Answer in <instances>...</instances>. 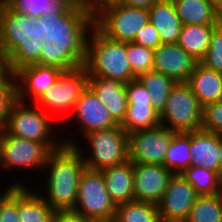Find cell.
<instances>
[{
  "mask_svg": "<svg viewBox=\"0 0 222 222\" xmlns=\"http://www.w3.org/2000/svg\"><path fill=\"white\" fill-rule=\"evenodd\" d=\"M44 37L42 17L33 19L5 3L0 6V51L12 73L38 62Z\"/></svg>",
  "mask_w": 222,
  "mask_h": 222,
  "instance_id": "obj_1",
  "label": "cell"
},
{
  "mask_svg": "<svg viewBox=\"0 0 222 222\" xmlns=\"http://www.w3.org/2000/svg\"><path fill=\"white\" fill-rule=\"evenodd\" d=\"M86 165L80 151L63 144L51 151L41 173L45 181L44 194L39 195L55 210H73L77 202L79 180ZM47 192V193H46Z\"/></svg>",
  "mask_w": 222,
  "mask_h": 222,
  "instance_id": "obj_2",
  "label": "cell"
},
{
  "mask_svg": "<svg viewBox=\"0 0 222 222\" xmlns=\"http://www.w3.org/2000/svg\"><path fill=\"white\" fill-rule=\"evenodd\" d=\"M94 26L89 10L72 3L61 14L42 16L43 44L54 43L67 48L83 65L86 61L87 38Z\"/></svg>",
  "mask_w": 222,
  "mask_h": 222,
  "instance_id": "obj_3",
  "label": "cell"
},
{
  "mask_svg": "<svg viewBox=\"0 0 222 222\" xmlns=\"http://www.w3.org/2000/svg\"><path fill=\"white\" fill-rule=\"evenodd\" d=\"M83 66L88 75L116 79L125 84L136 79L127 60L126 42L106 37L95 26L87 38L86 61Z\"/></svg>",
  "mask_w": 222,
  "mask_h": 222,
  "instance_id": "obj_4",
  "label": "cell"
},
{
  "mask_svg": "<svg viewBox=\"0 0 222 222\" xmlns=\"http://www.w3.org/2000/svg\"><path fill=\"white\" fill-rule=\"evenodd\" d=\"M67 138L65 136V140L62 139L63 143L75 146L80 151L88 169L101 171L128 160V134L119 124L110 129L97 130L84 135L82 137L83 143L89 144L88 148L90 149L87 148L85 153L78 146L81 144H77L78 142L73 141L70 137Z\"/></svg>",
  "mask_w": 222,
  "mask_h": 222,
  "instance_id": "obj_5",
  "label": "cell"
},
{
  "mask_svg": "<svg viewBox=\"0 0 222 222\" xmlns=\"http://www.w3.org/2000/svg\"><path fill=\"white\" fill-rule=\"evenodd\" d=\"M29 104L34 106H28ZM29 104L16 99L10 107L4 129L17 137L42 143L50 151L57 150L64 143L60 138H54V116L52 118L35 103Z\"/></svg>",
  "mask_w": 222,
  "mask_h": 222,
  "instance_id": "obj_6",
  "label": "cell"
},
{
  "mask_svg": "<svg viewBox=\"0 0 222 222\" xmlns=\"http://www.w3.org/2000/svg\"><path fill=\"white\" fill-rule=\"evenodd\" d=\"M149 21L147 8L122 3L106 6L94 15V26L106 37L121 42H133Z\"/></svg>",
  "mask_w": 222,
  "mask_h": 222,
  "instance_id": "obj_7",
  "label": "cell"
},
{
  "mask_svg": "<svg viewBox=\"0 0 222 222\" xmlns=\"http://www.w3.org/2000/svg\"><path fill=\"white\" fill-rule=\"evenodd\" d=\"M203 107L187 82H177L171 89L160 115L161 125L177 133L202 129Z\"/></svg>",
  "mask_w": 222,
  "mask_h": 222,
  "instance_id": "obj_8",
  "label": "cell"
},
{
  "mask_svg": "<svg viewBox=\"0 0 222 222\" xmlns=\"http://www.w3.org/2000/svg\"><path fill=\"white\" fill-rule=\"evenodd\" d=\"M93 222H113L116 204L111 200L101 171L85 168L81 174L73 209Z\"/></svg>",
  "mask_w": 222,
  "mask_h": 222,
  "instance_id": "obj_9",
  "label": "cell"
},
{
  "mask_svg": "<svg viewBox=\"0 0 222 222\" xmlns=\"http://www.w3.org/2000/svg\"><path fill=\"white\" fill-rule=\"evenodd\" d=\"M87 86L88 73L84 66L63 72L56 83L46 90L35 104L49 115L52 113V116L54 112L59 114L63 112L64 117L67 112L71 115L77 100Z\"/></svg>",
  "mask_w": 222,
  "mask_h": 222,
  "instance_id": "obj_10",
  "label": "cell"
},
{
  "mask_svg": "<svg viewBox=\"0 0 222 222\" xmlns=\"http://www.w3.org/2000/svg\"><path fill=\"white\" fill-rule=\"evenodd\" d=\"M51 151L42 143L0 131V168L2 170H35L41 172Z\"/></svg>",
  "mask_w": 222,
  "mask_h": 222,
  "instance_id": "obj_11",
  "label": "cell"
},
{
  "mask_svg": "<svg viewBox=\"0 0 222 222\" xmlns=\"http://www.w3.org/2000/svg\"><path fill=\"white\" fill-rule=\"evenodd\" d=\"M177 132L163 125L128 134V160L134 164L163 165Z\"/></svg>",
  "mask_w": 222,
  "mask_h": 222,
  "instance_id": "obj_12",
  "label": "cell"
},
{
  "mask_svg": "<svg viewBox=\"0 0 222 222\" xmlns=\"http://www.w3.org/2000/svg\"><path fill=\"white\" fill-rule=\"evenodd\" d=\"M198 196L191 184L174 174L157 204L161 222H184Z\"/></svg>",
  "mask_w": 222,
  "mask_h": 222,
  "instance_id": "obj_13",
  "label": "cell"
},
{
  "mask_svg": "<svg viewBox=\"0 0 222 222\" xmlns=\"http://www.w3.org/2000/svg\"><path fill=\"white\" fill-rule=\"evenodd\" d=\"M64 71L39 64L20 68L15 73L17 99L26 103L27 100L35 103L45 93ZM27 98V99H26Z\"/></svg>",
  "mask_w": 222,
  "mask_h": 222,
  "instance_id": "obj_14",
  "label": "cell"
},
{
  "mask_svg": "<svg viewBox=\"0 0 222 222\" xmlns=\"http://www.w3.org/2000/svg\"><path fill=\"white\" fill-rule=\"evenodd\" d=\"M134 199L158 204L174 173L164 165L134 164Z\"/></svg>",
  "mask_w": 222,
  "mask_h": 222,
  "instance_id": "obj_15",
  "label": "cell"
},
{
  "mask_svg": "<svg viewBox=\"0 0 222 222\" xmlns=\"http://www.w3.org/2000/svg\"><path fill=\"white\" fill-rule=\"evenodd\" d=\"M72 116V120L76 121L77 128L81 131V134L77 135L81 136L118 125L110 116L105 105L100 103L95 93L88 86L77 100Z\"/></svg>",
  "mask_w": 222,
  "mask_h": 222,
  "instance_id": "obj_16",
  "label": "cell"
},
{
  "mask_svg": "<svg viewBox=\"0 0 222 222\" xmlns=\"http://www.w3.org/2000/svg\"><path fill=\"white\" fill-rule=\"evenodd\" d=\"M198 61L176 44H160L154 50L153 70L176 83L187 82Z\"/></svg>",
  "mask_w": 222,
  "mask_h": 222,
  "instance_id": "obj_17",
  "label": "cell"
},
{
  "mask_svg": "<svg viewBox=\"0 0 222 222\" xmlns=\"http://www.w3.org/2000/svg\"><path fill=\"white\" fill-rule=\"evenodd\" d=\"M88 87L100 103L105 105L112 119L120 125L128 107L125 83L116 79L88 75Z\"/></svg>",
  "mask_w": 222,
  "mask_h": 222,
  "instance_id": "obj_18",
  "label": "cell"
},
{
  "mask_svg": "<svg viewBox=\"0 0 222 222\" xmlns=\"http://www.w3.org/2000/svg\"><path fill=\"white\" fill-rule=\"evenodd\" d=\"M134 163L130 160L101 170L107 192L117 205L135 201Z\"/></svg>",
  "mask_w": 222,
  "mask_h": 222,
  "instance_id": "obj_19",
  "label": "cell"
},
{
  "mask_svg": "<svg viewBox=\"0 0 222 222\" xmlns=\"http://www.w3.org/2000/svg\"><path fill=\"white\" fill-rule=\"evenodd\" d=\"M191 166L219 173V135L204 129L190 132Z\"/></svg>",
  "mask_w": 222,
  "mask_h": 222,
  "instance_id": "obj_20",
  "label": "cell"
},
{
  "mask_svg": "<svg viewBox=\"0 0 222 222\" xmlns=\"http://www.w3.org/2000/svg\"><path fill=\"white\" fill-rule=\"evenodd\" d=\"M148 10L150 22L158 32L161 44L178 43L183 24L173 2L158 0Z\"/></svg>",
  "mask_w": 222,
  "mask_h": 222,
  "instance_id": "obj_21",
  "label": "cell"
},
{
  "mask_svg": "<svg viewBox=\"0 0 222 222\" xmlns=\"http://www.w3.org/2000/svg\"><path fill=\"white\" fill-rule=\"evenodd\" d=\"M187 83L202 107L222 100L221 72L209 69L198 62Z\"/></svg>",
  "mask_w": 222,
  "mask_h": 222,
  "instance_id": "obj_22",
  "label": "cell"
},
{
  "mask_svg": "<svg viewBox=\"0 0 222 222\" xmlns=\"http://www.w3.org/2000/svg\"><path fill=\"white\" fill-rule=\"evenodd\" d=\"M26 185H18L19 222H52L56 211L39 195Z\"/></svg>",
  "mask_w": 222,
  "mask_h": 222,
  "instance_id": "obj_23",
  "label": "cell"
},
{
  "mask_svg": "<svg viewBox=\"0 0 222 222\" xmlns=\"http://www.w3.org/2000/svg\"><path fill=\"white\" fill-rule=\"evenodd\" d=\"M214 28V25H183L177 44L200 62L207 52Z\"/></svg>",
  "mask_w": 222,
  "mask_h": 222,
  "instance_id": "obj_24",
  "label": "cell"
},
{
  "mask_svg": "<svg viewBox=\"0 0 222 222\" xmlns=\"http://www.w3.org/2000/svg\"><path fill=\"white\" fill-rule=\"evenodd\" d=\"M176 13L183 25H214L216 8L208 0H175Z\"/></svg>",
  "mask_w": 222,
  "mask_h": 222,
  "instance_id": "obj_25",
  "label": "cell"
},
{
  "mask_svg": "<svg viewBox=\"0 0 222 222\" xmlns=\"http://www.w3.org/2000/svg\"><path fill=\"white\" fill-rule=\"evenodd\" d=\"M72 3V0H5V4L11 10L33 19L61 14Z\"/></svg>",
  "mask_w": 222,
  "mask_h": 222,
  "instance_id": "obj_26",
  "label": "cell"
},
{
  "mask_svg": "<svg viewBox=\"0 0 222 222\" xmlns=\"http://www.w3.org/2000/svg\"><path fill=\"white\" fill-rule=\"evenodd\" d=\"M138 79L150 94L153 109L158 115H161L165 108L168 95L176 82L169 76L154 70L141 74Z\"/></svg>",
  "mask_w": 222,
  "mask_h": 222,
  "instance_id": "obj_27",
  "label": "cell"
},
{
  "mask_svg": "<svg viewBox=\"0 0 222 222\" xmlns=\"http://www.w3.org/2000/svg\"><path fill=\"white\" fill-rule=\"evenodd\" d=\"M159 125H161L160 115L156 113L152 105L136 104L128 105L125 118L120 124V127L127 134H131Z\"/></svg>",
  "mask_w": 222,
  "mask_h": 222,
  "instance_id": "obj_28",
  "label": "cell"
},
{
  "mask_svg": "<svg viewBox=\"0 0 222 222\" xmlns=\"http://www.w3.org/2000/svg\"><path fill=\"white\" fill-rule=\"evenodd\" d=\"M190 132L176 133L169 145L163 165L174 174L191 166Z\"/></svg>",
  "mask_w": 222,
  "mask_h": 222,
  "instance_id": "obj_29",
  "label": "cell"
},
{
  "mask_svg": "<svg viewBox=\"0 0 222 222\" xmlns=\"http://www.w3.org/2000/svg\"><path fill=\"white\" fill-rule=\"evenodd\" d=\"M113 222H161V220L156 204L132 201L116 206Z\"/></svg>",
  "mask_w": 222,
  "mask_h": 222,
  "instance_id": "obj_30",
  "label": "cell"
},
{
  "mask_svg": "<svg viewBox=\"0 0 222 222\" xmlns=\"http://www.w3.org/2000/svg\"><path fill=\"white\" fill-rule=\"evenodd\" d=\"M180 175L193 186L199 196L216 195L222 180L218 172L197 166L188 167Z\"/></svg>",
  "mask_w": 222,
  "mask_h": 222,
  "instance_id": "obj_31",
  "label": "cell"
},
{
  "mask_svg": "<svg viewBox=\"0 0 222 222\" xmlns=\"http://www.w3.org/2000/svg\"><path fill=\"white\" fill-rule=\"evenodd\" d=\"M36 64L53 66L64 72L83 66L67 48H59L52 42L42 43L40 58Z\"/></svg>",
  "mask_w": 222,
  "mask_h": 222,
  "instance_id": "obj_32",
  "label": "cell"
},
{
  "mask_svg": "<svg viewBox=\"0 0 222 222\" xmlns=\"http://www.w3.org/2000/svg\"><path fill=\"white\" fill-rule=\"evenodd\" d=\"M184 222H222V208L218 197L198 196Z\"/></svg>",
  "mask_w": 222,
  "mask_h": 222,
  "instance_id": "obj_33",
  "label": "cell"
},
{
  "mask_svg": "<svg viewBox=\"0 0 222 222\" xmlns=\"http://www.w3.org/2000/svg\"><path fill=\"white\" fill-rule=\"evenodd\" d=\"M126 54L133 75L136 78L143 73L153 70L154 49L134 42H126Z\"/></svg>",
  "mask_w": 222,
  "mask_h": 222,
  "instance_id": "obj_34",
  "label": "cell"
},
{
  "mask_svg": "<svg viewBox=\"0 0 222 222\" xmlns=\"http://www.w3.org/2000/svg\"><path fill=\"white\" fill-rule=\"evenodd\" d=\"M16 99L15 74L6 68L0 74V131L4 130L8 112Z\"/></svg>",
  "mask_w": 222,
  "mask_h": 222,
  "instance_id": "obj_35",
  "label": "cell"
},
{
  "mask_svg": "<svg viewBox=\"0 0 222 222\" xmlns=\"http://www.w3.org/2000/svg\"><path fill=\"white\" fill-rule=\"evenodd\" d=\"M13 181L8 188L0 193V222H19L18 216V185L25 182Z\"/></svg>",
  "mask_w": 222,
  "mask_h": 222,
  "instance_id": "obj_36",
  "label": "cell"
},
{
  "mask_svg": "<svg viewBox=\"0 0 222 222\" xmlns=\"http://www.w3.org/2000/svg\"><path fill=\"white\" fill-rule=\"evenodd\" d=\"M200 63L222 73V30L214 28L207 52Z\"/></svg>",
  "mask_w": 222,
  "mask_h": 222,
  "instance_id": "obj_37",
  "label": "cell"
},
{
  "mask_svg": "<svg viewBox=\"0 0 222 222\" xmlns=\"http://www.w3.org/2000/svg\"><path fill=\"white\" fill-rule=\"evenodd\" d=\"M202 129L222 135V100L203 107Z\"/></svg>",
  "mask_w": 222,
  "mask_h": 222,
  "instance_id": "obj_38",
  "label": "cell"
},
{
  "mask_svg": "<svg viewBox=\"0 0 222 222\" xmlns=\"http://www.w3.org/2000/svg\"><path fill=\"white\" fill-rule=\"evenodd\" d=\"M128 105L147 104L152 105V98L143 83L134 79L125 84Z\"/></svg>",
  "mask_w": 222,
  "mask_h": 222,
  "instance_id": "obj_39",
  "label": "cell"
},
{
  "mask_svg": "<svg viewBox=\"0 0 222 222\" xmlns=\"http://www.w3.org/2000/svg\"><path fill=\"white\" fill-rule=\"evenodd\" d=\"M133 42L154 50L161 44L158 32L150 21L139 30Z\"/></svg>",
  "mask_w": 222,
  "mask_h": 222,
  "instance_id": "obj_40",
  "label": "cell"
},
{
  "mask_svg": "<svg viewBox=\"0 0 222 222\" xmlns=\"http://www.w3.org/2000/svg\"><path fill=\"white\" fill-rule=\"evenodd\" d=\"M52 222H93L82 214L76 213L73 210L56 211Z\"/></svg>",
  "mask_w": 222,
  "mask_h": 222,
  "instance_id": "obj_41",
  "label": "cell"
},
{
  "mask_svg": "<svg viewBox=\"0 0 222 222\" xmlns=\"http://www.w3.org/2000/svg\"><path fill=\"white\" fill-rule=\"evenodd\" d=\"M123 0H94L87 9L94 16L98 11L106 6L121 3Z\"/></svg>",
  "mask_w": 222,
  "mask_h": 222,
  "instance_id": "obj_42",
  "label": "cell"
},
{
  "mask_svg": "<svg viewBox=\"0 0 222 222\" xmlns=\"http://www.w3.org/2000/svg\"><path fill=\"white\" fill-rule=\"evenodd\" d=\"M156 1L158 0H123L121 3L132 7H142L148 9Z\"/></svg>",
  "mask_w": 222,
  "mask_h": 222,
  "instance_id": "obj_43",
  "label": "cell"
},
{
  "mask_svg": "<svg viewBox=\"0 0 222 222\" xmlns=\"http://www.w3.org/2000/svg\"><path fill=\"white\" fill-rule=\"evenodd\" d=\"M215 28L222 30V6L217 7L215 10Z\"/></svg>",
  "mask_w": 222,
  "mask_h": 222,
  "instance_id": "obj_44",
  "label": "cell"
},
{
  "mask_svg": "<svg viewBox=\"0 0 222 222\" xmlns=\"http://www.w3.org/2000/svg\"><path fill=\"white\" fill-rule=\"evenodd\" d=\"M219 174L222 178V135H219Z\"/></svg>",
  "mask_w": 222,
  "mask_h": 222,
  "instance_id": "obj_45",
  "label": "cell"
},
{
  "mask_svg": "<svg viewBox=\"0 0 222 222\" xmlns=\"http://www.w3.org/2000/svg\"><path fill=\"white\" fill-rule=\"evenodd\" d=\"M94 0H72V2L76 5L88 7Z\"/></svg>",
  "mask_w": 222,
  "mask_h": 222,
  "instance_id": "obj_46",
  "label": "cell"
},
{
  "mask_svg": "<svg viewBox=\"0 0 222 222\" xmlns=\"http://www.w3.org/2000/svg\"><path fill=\"white\" fill-rule=\"evenodd\" d=\"M5 69H6L5 59H4V57L2 56L1 51H0V74H1Z\"/></svg>",
  "mask_w": 222,
  "mask_h": 222,
  "instance_id": "obj_47",
  "label": "cell"
},
{
  "mask_svg": "<svg viewBox=\"0 0 222 222\" xmlns=\"http://www.w3.org/2000/svg\"><path fill=\"white\" fill-rule=\"evenodd\" d=\"M216 196L218 197V200H219V203H220V206L222 208V180H221V184H220V187L216 193Z\"/></svg>",
  "mask_w": 222,
  "mask_h": 222,
  "instance_id": "obj_48",
  "label": "cell"
},
{
  "mask_svg": "<svg viewBox=\"0 0 222 222\" xmlns=\"http://www.w3.org/2000/svg\"><path fill=\"white\" fill-rule=\"evenodd\" d=\"M215 8L222 6V0H208Z\"/></svg>",
  "mask_w": 222,
  "mask_h": 222,
  "instance_id": "obj_49",
  "label": "cell"
},
{
  "mask_svg": "<svg viewBox=\"0 0 222 222\" xmlns=\"http://www.w3.org/2000/svg\"><path fill=\"white\" fill-rule=\"evenodd\" d=\"M5 3V0H0V6Z\"/></svg>",
  "mask_w": 222,
  "mask_h": 222,
  "instance_id": "obj_50",
  "label": "cell"
},
{
  "mask_svg": "<svg viewBox=\"0 0 222 222\" xmlns=\"http://www.w3.org/2000/svg\"><path fill=\"white\" fill-rule=\"evenodd\" d=\"M162 1H169V2H174L175 0H162Z\"/></svg>",
  "mask_w": 222,
  "mask_h": 222,
  "instance_id": "obj_51",
  "label": "cell"
}]
</instances>
